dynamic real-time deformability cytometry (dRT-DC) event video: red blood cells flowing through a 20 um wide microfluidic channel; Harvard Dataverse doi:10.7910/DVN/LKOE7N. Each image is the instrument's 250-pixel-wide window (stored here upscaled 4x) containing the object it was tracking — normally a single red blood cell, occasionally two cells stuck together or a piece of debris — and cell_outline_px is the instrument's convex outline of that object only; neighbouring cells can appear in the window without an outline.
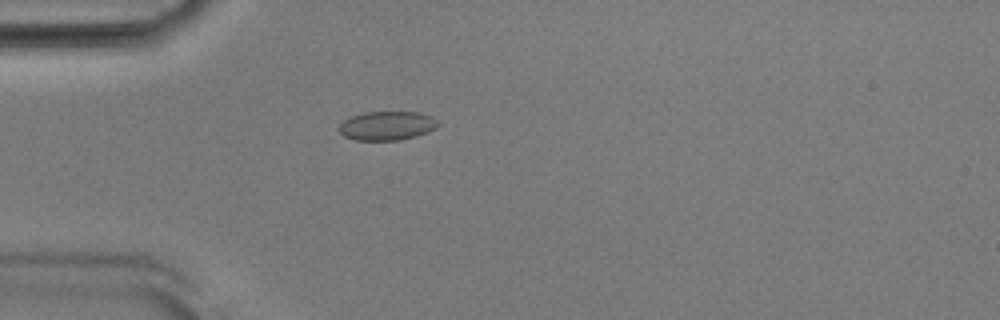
{"species": "Egyptian fruit bat (a non-hibernating species)", "species_latin": "Rousettus aegyptiacus", "temperature_condition": "room temperature", "stored_images_in_passage": 49, "camera_frame_rate_fps": 3000, "um_per_image_px": 0.085, "animal": {"sex": "male"}, "frame": {"image": 1, "passage_image": 12, "time_ms": 3.667, "image_size_px": [1000, 320], "cell_outline_px": [[440, 124], [436, 128], [428, 132], [416, 136], [400, 140], [356, 140], [344, 136], [340, 132], [340, 124], [344, 120], [352, 116], [364, 112], [420, 112], [432, 116]], "centroid_in_image_um": [32.93, 10.68], "position_along_channel_um": 52.1, "area_um2": 16.7}}
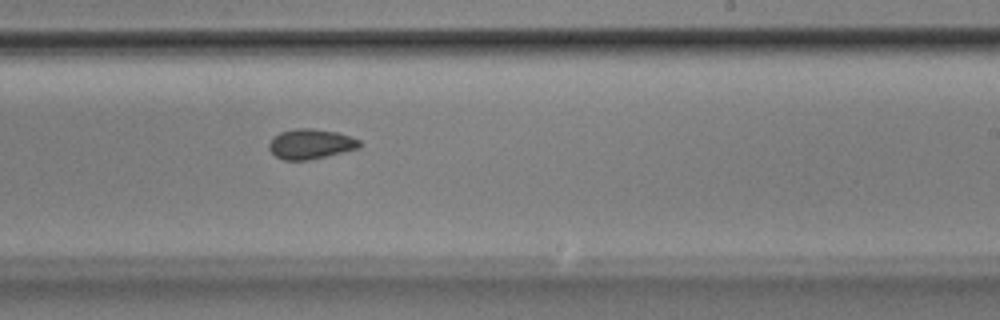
{"frame": {"image": 2, "passage_image": 29, "time_ms": 9.333, "image_size_px": [1000, 320], "cell_outline_px": [[364, 144], [360, 148], [308, 160], [284, 160], [276, 156], [268, 148], [268, 144], [280, 132], [296, 128], [312, 128], [336, 132], [352, 136], [360, 140]], "centroid_in_image_um": [26.46, 12.23], "position_along_channel_um": 262.5, "area_um2": 15.84}}
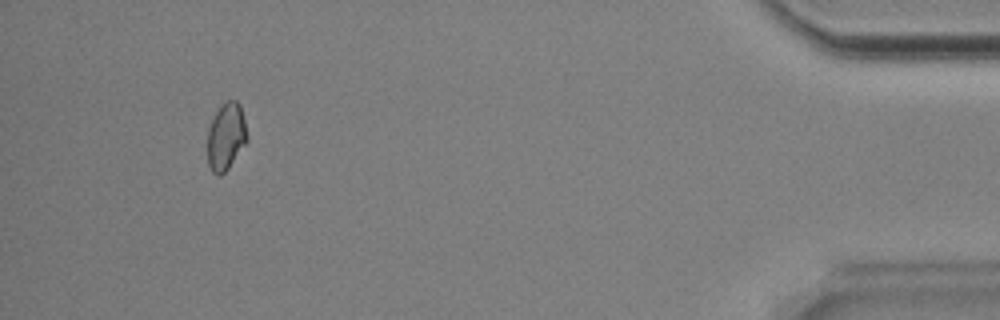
{"frame": {"image": 3, "passage_image": 46, "time_ms": 15.0, "image_size_px": [1000, 320], "cell_outline_px": [[248, 140], [228, 168], [220, 176], [216, 176], [212, 172], [208, 164], [208, 128], [220, 104], [228, 100], [236, 100], [240, 104], [248, 136]], "centroid_in_image_um": [19.21, 11.6], "position_along_channel_um": 416.0, "area_um2": 15.55}, "authors_computed_cell_mechanics": {"area_um2": 15.8372, "velocity_mm_per_s": 3.8855, "shape_relaxation_time_tau1_ms": null, "shape_relaxation_time_tau2_ms": 2.4294, "deformation_change_tau1": null, "deformation_change_tau2": 0.0592}}